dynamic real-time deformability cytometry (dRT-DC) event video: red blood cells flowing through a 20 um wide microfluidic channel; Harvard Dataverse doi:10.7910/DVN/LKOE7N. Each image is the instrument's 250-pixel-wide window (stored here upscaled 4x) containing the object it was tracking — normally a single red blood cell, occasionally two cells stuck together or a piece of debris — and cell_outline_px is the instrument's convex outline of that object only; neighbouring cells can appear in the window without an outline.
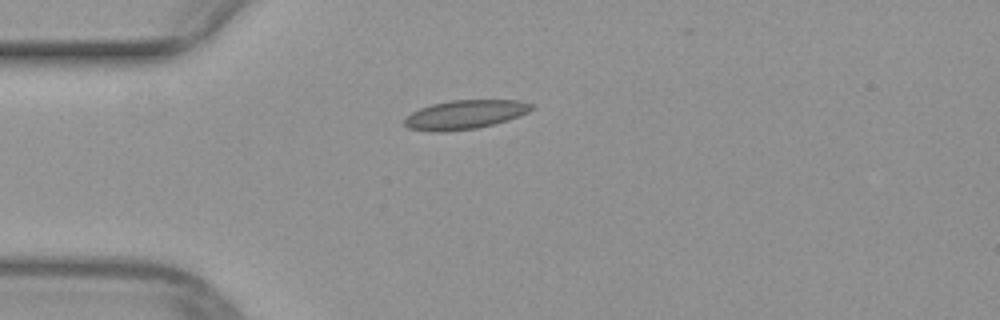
{"species": "common noctule bat (a hibernating species)", "species_latin": "Nyctalus noctula", "temperature_condition": "warm", "stored_images_in_passage": 33, "camera_frame_rate_fps": 3000, "um_per_image_px": 0.085, "animal": {"sex": "female", "body_mass_g": 29.2, "forearm_length_mm": 56.3}, "frame": {"image": 1, "passage_image": 1, "time_ms": 0.0, "image_size_px": [1000, 320], "cell_outline_px": [[536, 108], [520, 116], [508, 120], [476, 128], [444, 132], [436, 132], [408, 128], [404, 124], [404, 120], [412, 112], [420, 108], [432, 104], [448, 100], [520, 100], [532, 104]], "centroid_in_image_um": [39.55, 9.73], "position_along_channel_um": 45.5, "area_um2": 21.5}}
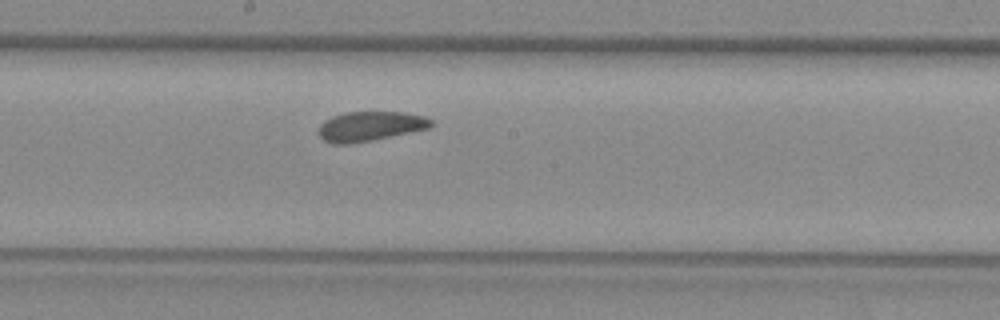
{"frame": {"image": 2, "passage_image": 15, "time_ms": 4.667, "image_size_px": [1000, 320], "cell_outline_px": [[432, 124], [428, 128], [372, 140], [348, 144], [332, 144], [324, 140], [320, 136], [320, 124], [324, 120], [332, 116], [348, 112], [404, 112], [424, 116], [432, 120]], "centroid_in_image_um": [31.44, 10.73], "position_along_channel_um": 216.8, "area_um2": 19.19}}
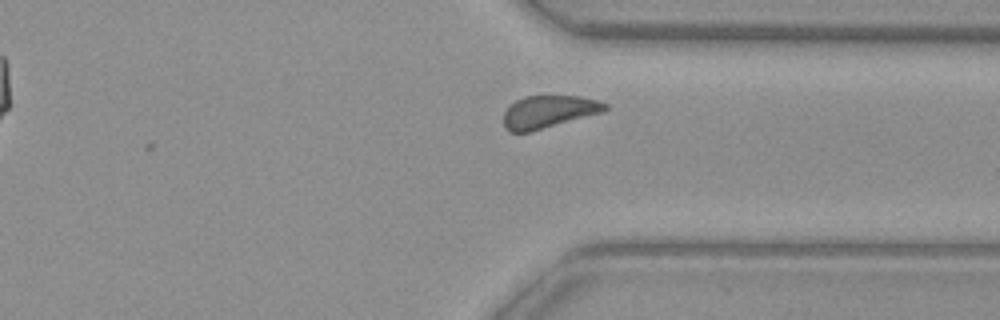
{"frame": {"image": 3, "passage_image": 26, "time_ms": 8.333, "image_size_px": [1000, 320], "cell_outline_px": [[608, 108], [604, 112], [528, 132], [508, 132], [504, 128], [504, 112], [508, 104], [524, 96], [580, 96], [600, 100], [608, 104]], "centroid_in_image_um": [46.63, 9.49], "position_along_channel_um": 364.8, "area_um2": 19.42}}